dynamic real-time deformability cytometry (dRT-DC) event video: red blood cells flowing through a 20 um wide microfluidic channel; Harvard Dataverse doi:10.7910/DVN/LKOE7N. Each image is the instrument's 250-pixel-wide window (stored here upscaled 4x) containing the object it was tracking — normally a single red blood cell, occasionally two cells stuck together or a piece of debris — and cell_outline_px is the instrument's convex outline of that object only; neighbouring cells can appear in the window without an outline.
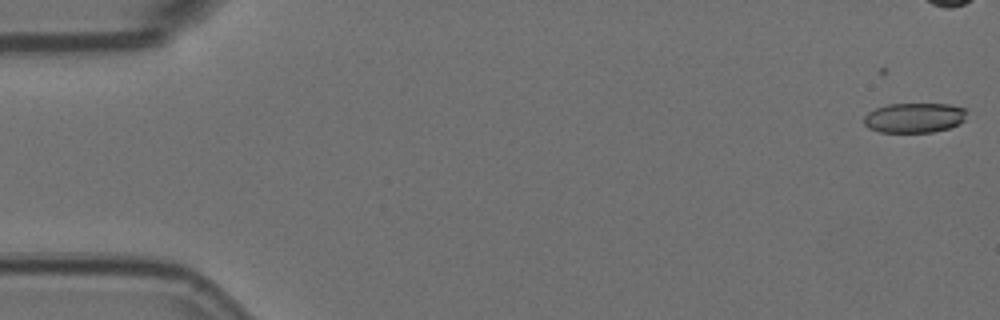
{"species": "Egyptian fruit bat (a non-hibernating species)", "species_latin": "Rousettus aegyptiacus", "temperature_condition": "room temperature", "stored_images_in_passage": 6, "camera_frame_rate_fps": 3000, "um_per_image_px": 0.085, "animal": {"sex": "female"}, "frame": {"image": 1, "passage_image": 2, "time_ms": 0.333, "image_size_px": [1000, 320], "cell_outline_px": [[968, 112], [964, 120], [960, 124], [948, 128], [932, 132], [880, 132], [868, 128], [864, 124], [864, 116], [868, 112], [876, 108], [888, 104], [948, 104], [968, 108]], "centroid_in_image_um": [77.75, 10.0], "position_along_channel_um": 7.3, "area_um2": 18.09}}